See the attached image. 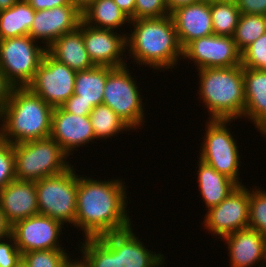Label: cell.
<instances>
[{
    "instance_id": "obj_1",
    "label": "cell",
    "mask_w": 266,
    "mask_h": 267,
    "mask_svg": "<svg viewBox=\"0 0 266 267\" xmlns=\"http://www.w3.org/2000/svg\"><path fill=\"white\" fill-rule=\"evenodd\" d=\"M124 180L119 177L101 180L77 173L74 229L83 231V238L99 237L134 226L127 209L129 187Z\"/></svg>"
},
{
    "instance_id": "obj_34",
    "label": "cell",
    "mask_w": 266,
    "mask_h": 267,
    "mask_svg": "<svg viewBox=\"0 0 266 267\" xmlns=\"http://www.w3.org/2000/svg\"><path fill=\"white\" fill-rule=\"evenodd\" d=\"M15 179L13 144L0 138V191Z\"/></svg>"
},
{
    "instance_id": "obj_30",
    "label": "cell",
    "mask_w": 266,
    "mask_h": 267,
    "mask_svg": "<svg viewBox=\"0 0 266 267\" xmlns=\"http://www.w3.org/2000/svg\"><path fill=\"white\" fill-rule=\"evenodd\" d=\"M264 33H266V15L241 14L232 37L242 52Z\"/></svg>"
},
{
    "instance_id": "obj_48",
    "label": "cell",
    "mask_w": 266,
    "mask_h": 267,
    "mask_svg": "<svg viewBox=\"0 0 266 267\" xmlns=\"http://www.w3.org/2000/svg\"><path fill=\"white\" fill-rule=\"evenodd\" d=\"M16 267H28V265L24 262L23 259H21L20 262L16 265Z\"/></svg>"
},
{
    "instance_id": "obj_42",
    "label": "cell",
    "mask_w": 266,
    "mask_h": 267,
    "mask_svg": "<svg viewBox=\"0 0 266 267\" xmlns=\"http://www.w3.org/2000/svg\"><path fill=\"white\" fill-rule=\"evenodd\" d=\"M201 0H166L169 13L180 6L197 3Z\"/></svg>"
},
{
    "instance_id": "obj_40",
    "label": "cell",
    "mask_w": 266,
    "mask_h": 267,
    "mask_svg": "<svg viewBox=\"0 0 266 267\" xmlns=\"http://www.w3.org/2000/svg\"><path fill=\"white\" fill-rule=\"evenodd\" d=\"M35 11L71 4L69 0H26Z\"/></svg>"
},
{
    "instance_id": "obj_3",
    "label": "cell",
    "mask_w": 266,
    "mask_h": 267,
    "mask_svg": "<svg viewBox=\"0 0 266 267\" xmlns=\"http://www.w3.org/2000/svg\"><path fill=\"white\" fill-rule=\"evenodd\" d=\"M53 110L27 87H14L0 116V138L18 144L50 137Z\"/></svg>"
},
{
    "instance_id": "obj_15",
    "label": "cell",
    "mask_w": 266,
    "mask_h": 267,
    "mask_svg": "<svg viewBox=\"0 0 266 267\" xmlns=\"http://www.w3.org/2000/svg\"><path fill=\"white\" fill-rule=\"evenodd\" d=\"M53 138L70 157L80 147L96 143L89 115H75L56 107L52 113L51 133Z\"/></svg>"
},
{
    "instance_id": "obj_27",
    "label": "cell",
    "mask_w": 266,
    "mask_h": 267,
    "mask_svg": "<svg viewBox=\"0 0 266 267\" xmlns=\"http://www.w3.org/2000/svg\"><path fill=\"white\" fill-rule=\"evenodd\" d=\"M81 240L78 257L85 267H123L122 252H116L101 236Z\"/></svg>"
},
{
    "instance_id": "obj_18",
    "label": "cell",
    "mask_w": 266,
    "mask_h": 267,
    "mask_svg": "<svg viewBox=\"0 0 266 267\" xmlns=\"http://www.w3.org/2000/svg\"><path fill=\"white\" fill-rule=\"evenodd\" d=\"M134 226L119 232L104 234L101 237L116 251L122 252L123 267H165L166 256L160 251H151L136 234ZM139 235V236H137Z\"/></svg>"
},
{
    "instance_id": "obj_20",
    "label": "cell",
    "mask_w": 266,
    "mask_h": 267,
    "mask_svg": "<svg viewBox=\"0 0 266 267\" xmlns=\"http://www.w3.org/2000/svg\"><path fill=\"white\" fill-rule=\"evenodd\" d=\"M0 209L10 226L39 214L35 182L11 181L0 191Z\"/></svg>"
},
{
    "instance_id": "obj_28",
    "label": "cell",
    "mask_w": 266,
    "mask_h": 267,
    "mask_svg": "<svg viewBox=\"0 0 266 267\" xmlns=\"http://www.w3.org/2000/svg\"><path fill=\"white\" fill-rule=\"evenodd\" d=\"M89 117L97 141L109 140L132 130L109 106L104 104L95 106Z\"/></svg>"
},
{
    "instance_id": "obj_11",
    "label": "cell",
    "mask_w": 266,
    "mask_h": 267,
    "mask_svg": "<svg viewBox=\"0 0 266 267\" xmlns=\"http://www.w3.org/2000/svg\"><path fill=\"white\" fill-rule=\"evenodd\" d=\"M248 223L249 188L239 185L219 205L207 210L201 224L217 240L248 228Z\"/></svg>"
},
{
    "instance_id": "obj_5",
    "label": "cell",
    "mask_w": 266,
    "mask_h": 267,
    "mask_svg": "<svg viewBox=\"0 0 266 267\" xmlns=\"http://www.w3.org/2000/svg\"><path fill=\"white\" fill-rule=\"evenodd\" d=\"M17 180L38 181L65 172L72 164L51 137L13 144Z\"/></svg>"
},
{
    "instance_id": "obj_44",
    "label": "cell",
    "mask_w": 266,
    "mask_h": 267,
    "mask_svg": "<svg viewBox=\"0 0 266 267\" xmlns=\"http://www.w3.org/2000/svg\"><path fill=\"white\" fill-rule=\"evenodd\" d=\"M81 13L94 1V0H69Z\"/></svg>"
},
{
    "instance_id": "obj_14",
    "label": "cell",
    "mask_w": 266,
    "mask_h": 267,
    "mask_svg": "<svg viewBox=\"0 0 266 267\" xmlns=\"http://www.w3.org/2000/svg\"><path fill=\"white\" fill-rule=\"evenodd\" d=\"M78 28L82 32L85 48L95 66L115 68L127 65L126 30L118 32L110 29H98L83 21Z\"/></svg>"
},
{
    "instance_id": "obj_24",
    "label": "cell",
    "mask_w": 266,
    "mask_h": 267,
    "mask_svg": "<svg viewBox=\"0 0 266 267\" xmlns=\"http://www.w3.org/2000/svg\"><path fill=\"white\" fill-rule=\"evenodd\" d=\"M82 21L94 28L121 32L120 28L126 26L127 29L131 19L113 0H94L82 12Z\"/></svg>"
},
{
    "instance_id": "obj_47",
    "label": "cell",
    "mask_w": 266,
    "mask_h": 267,
    "mask_svg": "<svg viewBox=\"0 0 266 267\" xmlns=\"http://www.w3.org/2000/svg\"><path fill=\"white\" fill-rule=\"evenodd\" d=\"M255 129L260 132L261 137L266 139V119L261 124H259Z\"/></svg>"
},
{
    "instance_id": "obj_23",
    "label": "cell",
    "mask_w": 266,
    "mask_h": 267,
    "mask_svg": "<svg viewBox=\"0 0 266 267\" xmlns=\"http://www.w3.org/2000/svg\"><path fill=\"white\" fill-rule=\"evenodd\" d=\"M197 161V184L202 202L206 205L205 211H207L209 208L219 205L239 185L199 158Z\"/></svg>"
},
{
    "instance_id": "obj_2",
    "label": "cell",
    "mask_w": 266,
    "mask_h": 267,
    "mask_svg": "<svg viewBox=\"0 0 266 267\" xmlns=\"http://www.w3.org/2000/svg\"><path fill=\"white\" fill-rule=\"evenodd\" d=\"M130 24L132 29L126 35L128 64L147 66L157 73L180 66L183 48L171 15L131 20Z\"/></svg>"
},
{
    "instance_id": "obj_7",
    "label": "cell",
    "mask_w": 266,
    "mask_h": 267,
    "mask_svg": "<svg viewBox=\"0 0 266 267\" xmlns=\"http://www.w3.org/2000/svg\"><path fill=\"white\" fill-rule=\"evenodd\" d=\"M230 122L233 125V120H206V132L203 133L202 140H199L202 144L198 158L238 185H244L239 173L242 164L240 149L235 134L232 135L233 132L230 131Z\"/></svg>"
},
{
    "instance_id": "obj_21",
    "label": "cell",
    "mask_w": 266,
    "mask_h": 267,
    "mask_svg": "<svg viewBox=\"0 0 266 267\" xmlns=\"http://www.w3.org/2000/svg\"><path fill=\"white\" fill-rule=\"evenodd\" d=\"M47 53L75 71L87 70L95 66L85 48L82 32L79 28L64 33L56 39L47 48Z\"/></svg>"
},
{
    "instance_id": "obj_33",
    "label": "cell",
    "mask_w": 266,
    "mask_h": 267,
    "mask_svg": "<svg viewBox=\"0 0 266 267\" xmlns=\"http://www.w3.org/2000/svg\"><path fill=\"white\" fill-rule=\"evenodd\" d=\"M243 68L266 70V33L241 52Z\"/></svg>"
},
{
    "instance_id": "obj_26",
    "label": "cell",
    "mask_w": 266,
    "mask_h": 267,
    "mask_svg": "<svg viewBox=\"0 0 266 267\" xmlns=\"http://www.w3.org/2000/svg\"><path fill=\"white\" fill-rule=\"evenodd\" d=\"M111 69L108 66H94L76 71L74 94L79 95V100L91 103L93 107L102 104L107 74Z\"/></svg>"
},
{
    "instance_id": "obj_31",
    "label": "cell",
    "mask_w": 266,
    "mask_h": 267,
    "mask_svg": "<svg viewBox=\"0 0 266 267\" xmlns=\"http://www.w3.org/2000/svg\"><path fill=\"white\" fill-rule=\"evenodd\" d=\"M68 252L66 248L30 251L23 253L22 259L28 267H64L74 256Z\"/></svg>"
},
{
    "instance_id": "obj_38",
    "label": "cell",
    "mask_w": 266,
    "mask_h": 267,
    "mask_svg": "<svg viewBox=\"0 0 266 267\" xmlns=\"http://www.w3.org/2000/svg\"><path fill=\"white\" fill-rule=\"evenodd\" d=\"M241 14L266 15V0H236Z\"/></svg>"
},
{
    "instance_id": "obj_17",
    "label": "cell",
    "mask_w": 266,
    "mask_h": 267,
    "mask_svg": "<svg viewBox=\"0 0 266 267\" xmlns=\"http://www.w3.org/2000/svg\"><path fill=\"white\" fill-rule=\"evenodd\" d=\"M230 267H265L266 236L252 228H244L223 237ZM259 266H258V265Z\"/></svg>"
},
{
    "instance_id": "obj_19",
    "label": "cell",
    "mask_w": 266,
    "mask_h": 267,
    "mask_svg": "<svg viewBox=\"0 0 266 267\" xmlns=\"http://www.w3.org/2000/svg\"><path fill=\"white\" fill-rule=\"evenodd\" d=\"M170 15L183 49L195 39L214 34L210 2L207 0L180 6Z\"/></svg>"
},
{
    "instance_id": "obj_39",
    "label": "cell",
    "mask_w": 266,
    "mask_h": 267,
    "mask_svg": "<svg viewBox=\"0 0 266 267\" xmlns=\"http://www.w3.org/2000/svg\"><path fill=\"white\" fill-rule=\"evenodd\" d=\"M13 88L14 86L6 79L4 72L0 69V116L8 104Z\"/></svg>"
},
{
    "instance_id": "obj_4",
    "label": "cell",
    "mask_w": 266,
    "mask_h": 267,
    "mask_svg": "<svg viewBox=\"0 0 266 267\" xmlns=\"http://www.w3.org/2000/svg\"><path fill=\"white\" fill-rule=\"evenodd\" d=\"M198 71L197 93L208 120H239L245 111L243 66L203 68Z\"/></svg>"
},
{
    "instance_id": "obj_37",
    "label": "cell",
    "mask_w": 266,
    "mask_h": 267,
    "mask_svg": "<svg viewBox=\"0 0 266 267\" xmlns=\"http://www.w3.org/2000/svg\"><path fill=\"white\" fill-rule=\"evenodd\" d=\"M61 107L69 113L80 116L89 115L94 108L91 103H86L82 100H79V95L75 94L65 101Z\"/></svg>"
},
{
    "instance_id": "obj_29",
    "label": "cell",
    "mask_w": 266,
    "mask_h": 267,
    "mask_svg": "<svg viewBox=\"0 0 266 267\" xmlns=\"http://www.w3.org/2000/svg\"><path fill=\"white\" fill-rule=\"evenodd\" d=\"M215 35L233 36L241 15L236 2H210Z\"/></svg>"
},
{
    "instance_id": "obj_45",
    "label": "cell",
    "mask_w": 266,
    "mask_h": 267,
    "mask_svg": "<svg viewBox=\"0 0 266 267\" xmlns=\"http://www.w3.org/2000/svg\"><path fill=\"white\" fill-rule=\"evenodd\" d=\"M64 267H85V265L79 259V257H77V258H73V259L71 258Z\"/></svg>"
},
{
    "instance_id": "obj_10",
    "label": "cell",
    "mask_w": 266,
    "mask_h": 267,
    "mask_svg": "<svg viewBox=\"0 0 266 267\" xmlns=\"http://www.w3.org/2000/svg\"><path fill=\"white\" fill-rule=\"evenodd\" d=\"M75 77V70L46 53L26 87L52 108L61 107L74 94Z\"/></svg>"
},
{
    "instance_id": "obj_25",
    "label": "cell",
    "mask_w": 266,
    "mask_h": 267,
    "mask_svg": "<svg viewBox=\"0 0 266 267\" xmlns=\"http://www.w3.org/2000/svg\"><path fill=\"white\" fill-rule=\"evenodd\" d=\"M35 13L26 0H18L10 8L0 10V40L29 35Z\"/></svg>"
},
{
    "instance_id": "obj_35",
    "label": "cell",
    "mask_w": 266,
    "mask_h": 267,
    "mask_svg": "<svg viewBox=\"0 0 266 267\" xmlns=\"http://www.w3.org/2000/svg\"><path fill=\"white\" fill-rule=\"evenodd\" d=\"M170 15L166 0H136L134 20Z\"/></svg>"
},
{
    "instance_id": "obj_9",
    "label": "cell",
    "mask_w": 266,
    "mask_h": 267,
    "mask_svg": "<svg viewBox=\"0 0 266 267\" xmlns=\"http://www.w3.org/2000/svg\"><path fill=\"white\" fill-rule=\"evenodd\" d=\"M46 53L47 48L29 35L0 40V69L14 87H26Z\"/></svg>"
},
{
    "instance_id": "obj_43",
    "label": "cell",
    "mask_w": 266,
    "mask_h": 267,
    "mask_svg": "<svg viewBox=\"0 0 266 267\" xmlns=\"http://www.w3.org/2000/svg\"><path fill=\"white\" fill-rule=\"evenodd\" d=\"M11 234V226L5 219V216L0 209V239H3Z\"/></svg>"
},
{
    "instance_id": "obj_22",
    "label": "cell",
    "mask_w": 266,
    "mask_h": 267,
    "mask_svg": "<svg viewBox=\"0 0 266 267\" xmlns=\"http://www.w3.org/2000/svg\"><path fill=\"white\" fill-rule=\"evenodd\" d=\"M243 76L245 90L243 119L250 121L256 128L266 119V70L243 68Z\"/></svg>"
},
{
    "instance_id": "obj_49",
    "label": "cell",
    "mask_w": 266,
    "mask_h": 267,
    "mask_svg": "<svg viewBox=\"0 0 266 267\" xmlns=\"http://www.w3.org/2000/svg\"><path fill=\"white\" fill-rule=\"evenodd\" d=\"M209 2H220V1H224V2H236V0H207Z\"/></svg>"
},
{
    "instance_id": "obj_16",
    "label": "cell",
    "mask_w": 266,
    "mask_h": 267,
    "mask_svg": "<svg viewBox=\"0 0 266 267\" xmlns=\"http://www.w3.org/2000/svg\"><path fill=\"white\" fill-rule=\"evenodd\" d=\"M82 13L72 4L39 10L35 13L29 36L48 48L64 33L76 30Z\"/></svg>"
},
{
    "instance_id": "obj_12",
    "label": "cell",
    "mask_w": 266,
    "mask_h": 267,
    "mask_svg": "<svg viewBox=\"0 0 266 267\" xmlns=\"http://www.w3.org/2000/svg\"><path fill=\"white\" fill-rule=\"evenodd\" d=\"M183 59L197 70L241 65V51L232 36L209 35L190 42L183 49Z\"/></svg>"
},
{
    "instance_id": "obj_13",
    "label": "cell",
    "mask_w": 266,
    "mask_h": 267,
    "mask_svg": "<svg viewBox=\"0 0 266 267\" xmlns=\"http://www.w3.org/2000/svg\"><path fill=\"white\" fill-rule=\"evenodd\" d=\"M65 226L58 220L37 214L11 226V235L21 253L46 249H64L60 238ZM61 240V241H60Z\"/></svg>"
},
{
    "instance_id": "obj_32",
    "label": "cell",
    "mask_w": 266,
    "mask_h": 267,
    "mask_svg": "<svg viewBox=\"0 0 266 267\" xmlns=\"http://www.w3.org/2000/svg\"><path fill=\"white\" fill-rule=\"evenodd\" d=\"M249 188L248 227L266 236V190L257 185Z\"/></svg>"
},
{
    "instance_id": "obj_36",
    "label": "cell",
    "mask_w": 266,
    "mask_h": 267,
    "mask_svg": "<svg viewBox=\"0 0 266 267\" xmlns=\"http://www.w3.org/2000/svg\"><path fill=\"white\" fill-rule=\"evenodd\" d=\"M21 259L22 253L11 234L0 239V267H16Z\"/></svg>"
},
{
    "instance_id": "obj_41",
    "label": "cell",
    "mask_w": 266,
    "mask_h": 267,
    "mask_svg": "<svg viewBox=\"0 0 266 267\" xmlns=\"http://www.w3.org/2000/svg\"><path fill=\"white\" fill-rule=\"evenodd\" d=\"M118 7L126 13V15L134 20V11H135V3L136 0H113Z\"/></svg>"
},
{
    "instance_id": "obj_46",
    "label": "cell",
    "mask_w": 266,
    "mask_h": 267,
    "mask_svg": "<svg viewBox=\"0 0 266 267\" xmlns=\"http://www.w3.org/2000/svg\"><path fill=\"white\" fill-rule=\"evenodd\" d=\"M18 0H0V10L8 9L13 6Z\"/></svg>"
},
{
    "instance_id": "obj_6",
    "label": "cell",
    "mask_w": 266,
    "mask_h": 267,
    "mask_svg": "<svg viewBox=\"0 0 266 267\" xmlns=\"http://www.w3.org/2000/svg\"><path fill=\"white\" fill-rule=\"evenodd\" d=\"M129 70V65H125L109 71L102 104L109 106L134 132L146 125L147 103L141 96L140 81Z\"/></svg>"
},
{
    "instance_id": "obj_8",
    "label": "cell",
    "mask_w": 266,
    "mask_h": 267,
    "mask_svg": "<svg viewBox=\"0 0 266 267\" xmlns=\"http://www.w3.org/2000/svg\"><path fill=\"white\" fill-rule=\"evenodd\" d=\"M72 165L65 172L35 182L39 214L74 226L77 211V172Z\"/></svg>"
}]
</instances>
